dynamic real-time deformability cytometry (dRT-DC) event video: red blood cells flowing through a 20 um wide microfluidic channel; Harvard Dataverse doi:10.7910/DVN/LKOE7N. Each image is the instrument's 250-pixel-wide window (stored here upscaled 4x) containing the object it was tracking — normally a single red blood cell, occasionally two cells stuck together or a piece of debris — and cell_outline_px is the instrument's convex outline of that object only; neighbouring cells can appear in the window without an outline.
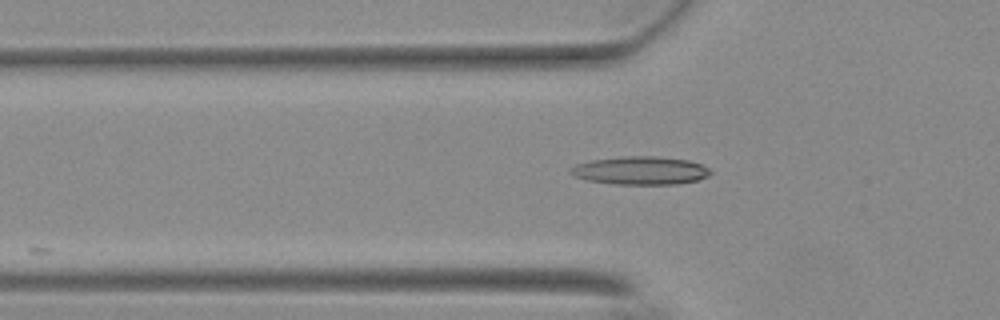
{"species": "Egyptian fruit bat (a non-hibernating species)", "species_latin": "Rousettus aegyptiacus", "temperature_condition": "warm", "stored_images_in_passage": 11, "camera_frame_rate_fps": 3000, "um_per_image_px": 0.085, "animal": {"sex": "female"}, "frame": {"image": 1, "passage_image": 6, "time_ms": 1.667, "image_size_px": [1000, 320], "cell_outline_px": [[712, 172], [708, 176], [696, 180], [676, 184], [616, 184], [588, 180], [576, 176], [568, 172], [568, 168], [576, 164], [592, 160], [620, 156], [652, 156], [688, 160], [700, 164], [708, 168]], "centroid_in_image_um": [54.41, 14.49], "position_along_channel_um": 71.4, "area_um2": 22.83}}
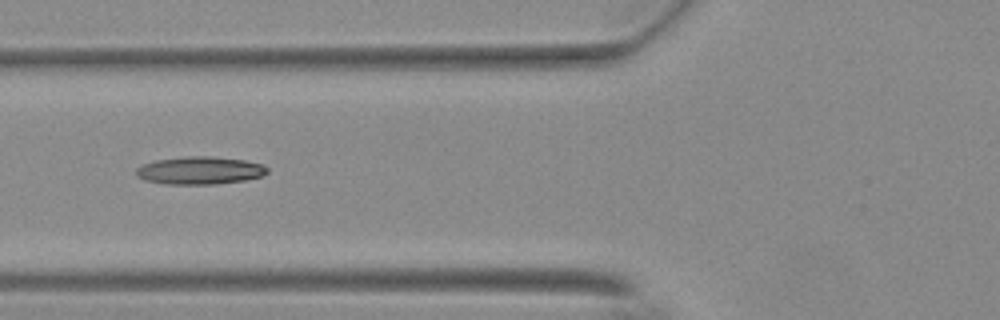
{"frame": {"image": 2, "passage_image": 9, "time_ms": 2.667, "image_size_px": [1000, 320], "cell_outline_px": [[268, 172], [260, 176], [244, 180], [216, 184], [164, 184], [144, 180], [136, 176], [136, 168], [144, 164], [156, 160], [188, 156], [208, 156], [244, 160], [260, 164], [268, 168]], "centroid_in_image_um": [16.95, 14.49], "position_along_channel_um": 108.9, "area_um2": 21.04}}